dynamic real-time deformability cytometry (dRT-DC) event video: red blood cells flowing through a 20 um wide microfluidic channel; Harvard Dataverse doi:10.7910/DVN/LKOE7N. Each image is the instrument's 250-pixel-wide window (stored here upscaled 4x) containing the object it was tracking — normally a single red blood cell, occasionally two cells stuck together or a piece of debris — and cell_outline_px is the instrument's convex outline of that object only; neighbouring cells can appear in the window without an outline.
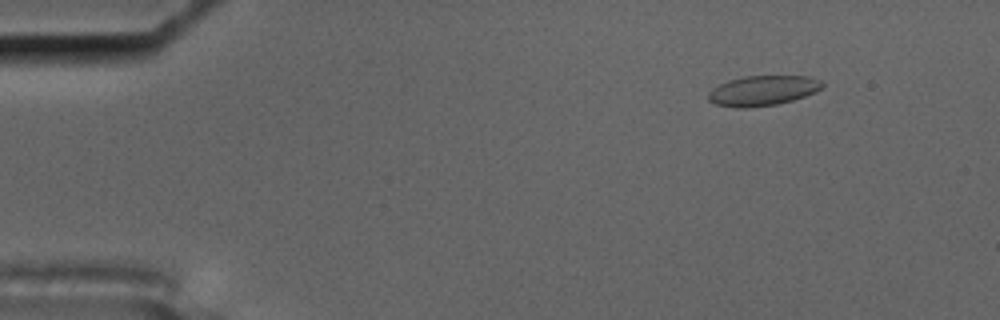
{"species": "common noctule bat (a hibernating species)", "species_latin": "Nyctalus noctula", "temperature_condition": "cold", "stored_images_in_passage": 5, "camera_frame_rate_fps": 3000, "um_per_image_px": 0.085, "animal": {"sex": "male", "body_mass_g": 17.5, "forearm_length_mm": 52.3}, "frame": {"image": 1, "passage_image": 2, "time_ms": 1.0, "image_size_px": [1000, 320], "cell_outline_px": [[824, 84], [816, 92], [792, 100], [776, 104], [744, 108], [736, 108], [716, 104], [708, 100], [708, 92], [712, 88], [728, 80], [744, 76], [808, 76], [820, 80]], "centroid_in_image_um": [64.81, 7.7], "position_along_channel_um": 20.2, "area_um2": 19.88}}